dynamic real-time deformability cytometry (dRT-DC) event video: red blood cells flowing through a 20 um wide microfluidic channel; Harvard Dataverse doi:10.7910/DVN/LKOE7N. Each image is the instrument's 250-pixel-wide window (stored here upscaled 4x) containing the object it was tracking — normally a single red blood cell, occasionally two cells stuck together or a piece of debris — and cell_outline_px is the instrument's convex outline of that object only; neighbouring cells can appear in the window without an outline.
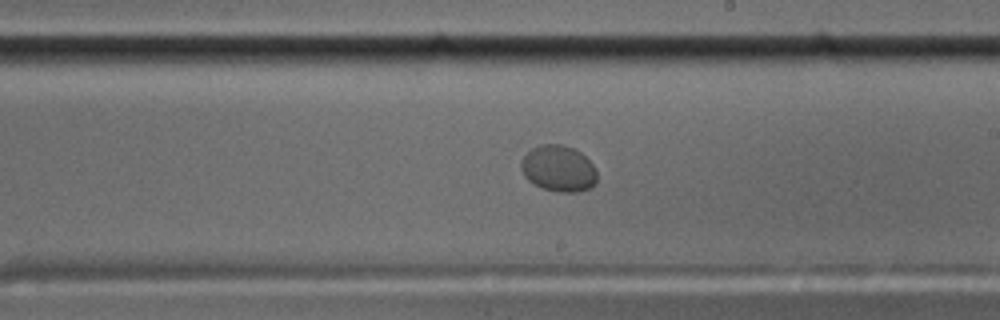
{"species": "common noctule bat (a hibernating species)", "species_latin": "Nyctalus noctula", "temperature_condition": "cold", "stored_images_in_passage": 38, "camera_frame_rate_fps": 3000, "um_per_image_px": 0.085, "animal": {"sex": "male", "body_mass_g": 17.5, "forearm_length_mm": 52.3}, "frame": {"image": 1, "passage_image": 15, "time_ms": 4.667, "image_size_px": [1000, 320], "cell_outline_px": [[596, 184], [588, 188], [576, 192], [560, 192], [540, 188], [532, 184], [524, 176], [520, 168], [520, 160], [532, 148], [540, 144], [564, 144], [576, 148], [596, 168]], "centroid_in_image_um": [47.45, 14.32], "position_along_channel_um": 241.6, "area_um2": 20.75}}
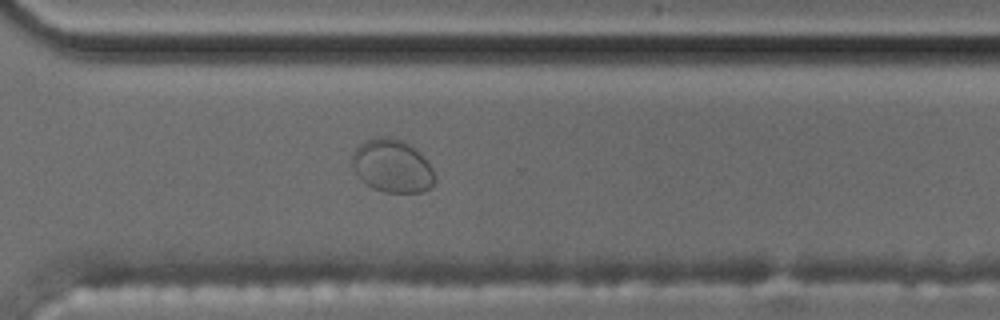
{"frame": {"image": 2, "passage_image": 23, "time_ms": 7.333, "image_size_px": [1000, 320], "cell_outline_px": [[436, 180], [432, 188], [424, 192], [384, 192], [372, 188], [360, 180], [352, 168], [352, 152], [364, 140], [380, 136], [388, 136], [400, 140], [408, 144], [420, 152], [432, 168]], "centroid_in_image_um": [33.33, 14.12], "position_along_channel_um": 337.3, "area_um2": 25.89}}
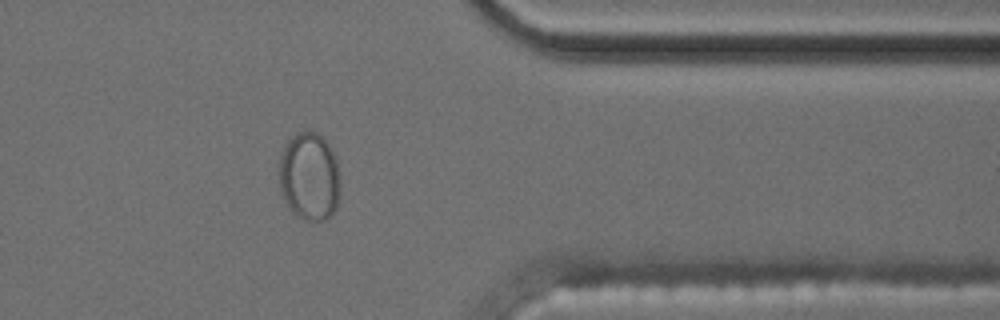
{"frame": {"image": 3, "passage_image": 28, "time_ms": 9.0, "image_size_px": [1000, 320], "cell_outline_px": [[340, 196], [336, 208], [324, 220], [304, 220], [296, 216], [292, 212], [284, 200], [280, 188], [280, 156], [284, 144], [296, 132], [316, 132], [332, 148], [336, 156], [340, 176]], "centroid_in_image_um": [26.31, 15.0], "position_along_channel_um": 385.1, "area_um2": 31.73}}